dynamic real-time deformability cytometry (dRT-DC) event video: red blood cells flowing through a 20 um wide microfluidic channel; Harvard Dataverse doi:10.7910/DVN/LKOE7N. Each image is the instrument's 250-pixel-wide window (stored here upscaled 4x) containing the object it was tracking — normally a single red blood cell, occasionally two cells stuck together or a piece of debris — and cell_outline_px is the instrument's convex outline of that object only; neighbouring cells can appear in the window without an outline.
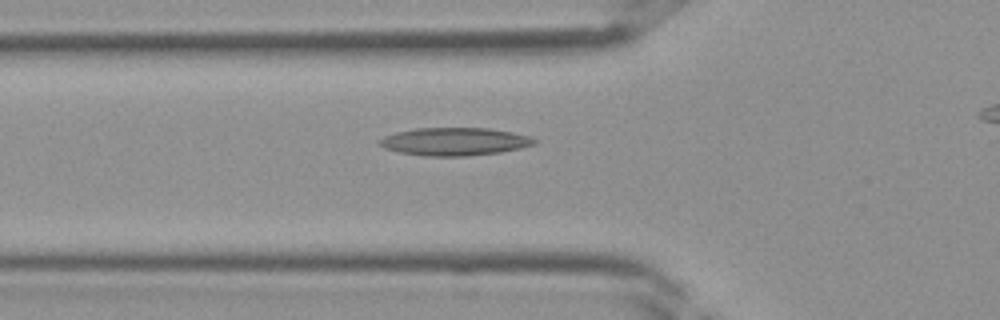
{"species": "Egyptian fruit bat (a non-hibernating species)", "species_latin": "Rousettus aegyptiacus", "temperature_condition": "room temperature", "stored_images_in_passage": 23, "camera_frame_rate_fps": 3000, "um_per_image_px": 0.085, "frame": {"image": 1, "passage_image": 2, "time_ms": 0.333, "image_size_px": [1000, 320], "cell_outline_px": [[536, 144], [520, 148], [500, 152], [468, 156], [424, 156], [400, 152], [384, 148], [376, 144], [376, 140], [384, 136], [396, 132], [416, 128], [488, 128], [512, 132], [532, 136], [536, 140]], "centroid_in_image_um": [38.61, 12.03], "position_along_channel_um": 87.2, "area_um2": 25.37}}
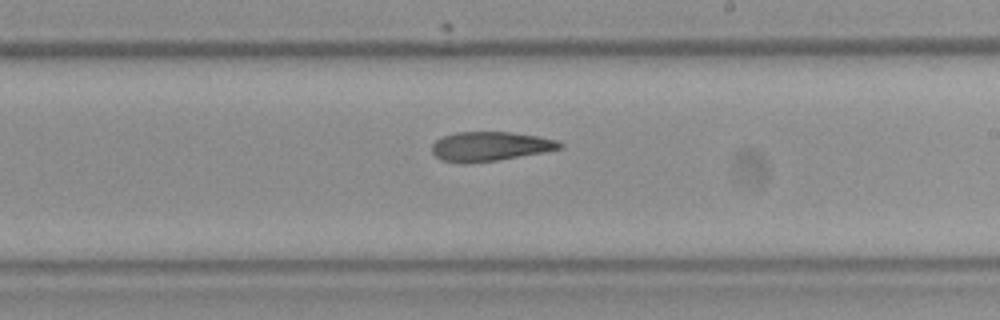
{"frame": {"image": 2, "passage_image": 11, "time_ms": 3.333, "image_size_px": [1000, 320], "cell_outline_px": [[564, 148], [544, 152], [500, 160], [468, 164], [460, 164], [440, 160], [432, 152], [432, 144], [436, 140], [444, 136], [456, 132], [512, 132], [536, 136], [556, 140], [564, 144]], "centroid_in_image_um": [41.65, 12.46], "position_along_channel_um": 247.4, "area_um2": 22.14}}
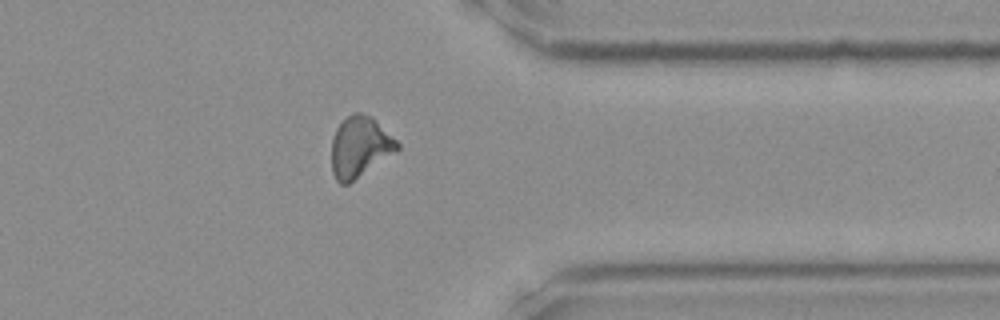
{"frame": {"image": 3, "passage_image": 19, "time_ms": 6.0, "image_size_px": [1000, 320], "cell_outline_px": [[400, 148], [396, 152], [348, 184], [340, 184], [336, 180], [332, 172], [332, 140], [336, 128], [348, 116], [356, 112], [360, 112], [372, 116], [400, 144]], "centroid_in_image_um": [30.59, 12.49], "position_along_channel_um": 380.8, "area_um2": 23.12}}